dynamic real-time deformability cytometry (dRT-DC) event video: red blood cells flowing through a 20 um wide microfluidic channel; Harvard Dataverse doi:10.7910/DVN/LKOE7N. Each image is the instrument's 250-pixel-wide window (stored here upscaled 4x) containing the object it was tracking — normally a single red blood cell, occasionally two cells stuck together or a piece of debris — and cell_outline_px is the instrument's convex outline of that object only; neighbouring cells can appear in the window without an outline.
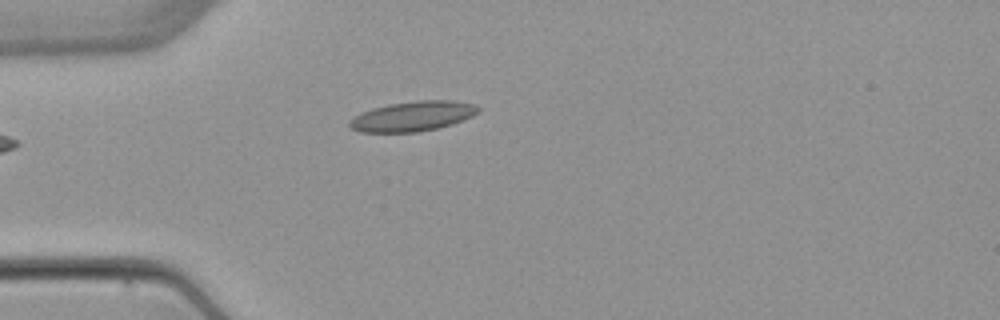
{"species": "common noctule bat (a hibernating species)", "species_latin": "Nyctalus noctula", "temperature_condition": "warm", "stored_images_in_passage": 5, "camera_frame_rate_fps": 3000, "um_per_image_px": 0.085, "animal": {"sex": "female", "body_mass_g": 22.7, "forearm_length_mm": 54.2}, "frame": {"image": 1, "passage_image": 5, "time_ms": 4.667, "image_size_px": [1000, 320], "cell_outline_px": [[480, 108], [472, 116], [452, 124], [436, 128], [416, 132], [360, 132], [352, 128], [348, 124], [348, 120], [360, 112], [372, 108], [388, 104], [420, 100], [452, 100], [476, 104]], "centroid_in_image_um": [35.05, 9.87], "position_along_channel_um": 50.0, "area_um2": 22.43}}